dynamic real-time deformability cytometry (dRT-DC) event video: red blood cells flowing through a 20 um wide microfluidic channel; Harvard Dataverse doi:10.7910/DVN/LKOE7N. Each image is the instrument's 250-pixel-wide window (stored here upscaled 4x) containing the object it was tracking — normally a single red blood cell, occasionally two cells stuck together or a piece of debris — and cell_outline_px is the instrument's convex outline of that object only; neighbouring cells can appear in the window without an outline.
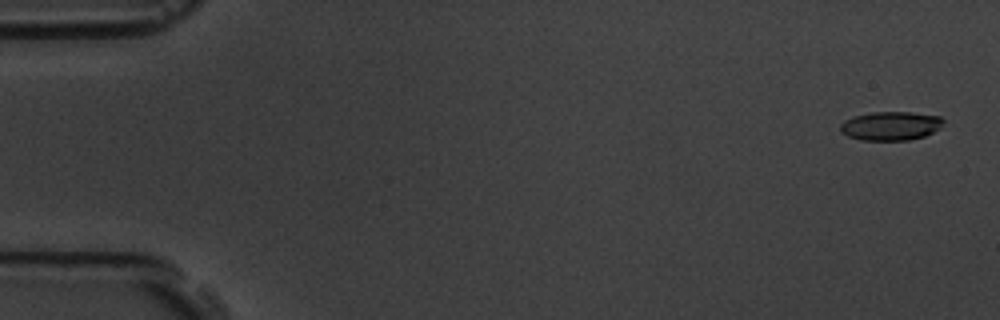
{"species": "common noctule bat (a hibernating species)", "species_latin": "Nyctalus noctula", "temperature_condition": "room temperature", "stored_images_in_passage": 9, "camera_frame_rate_fps": 3000, "um_per_image_px": 0.085, "animal": {"sex": "male", "body_mass_g": 19.5, "forearm_length_mm": 54.6}, "frame": {"image": 1, "passage_image": 1, "time_ms": 0.0, "image_size_px": [1000, 320], "cell_outline_px": [[944, 120], [940, 128], [924, 136], [908, 140], [860, 140], [848, 136], [840, 132], [840, 124], [844, 120], [852, 116], [872, 112], [912, 112], [940, 116]], "centroid_in_image_um": [75.68, 10.69], "position_along_channel_um": 9.3, "area_um2": 17.4}}
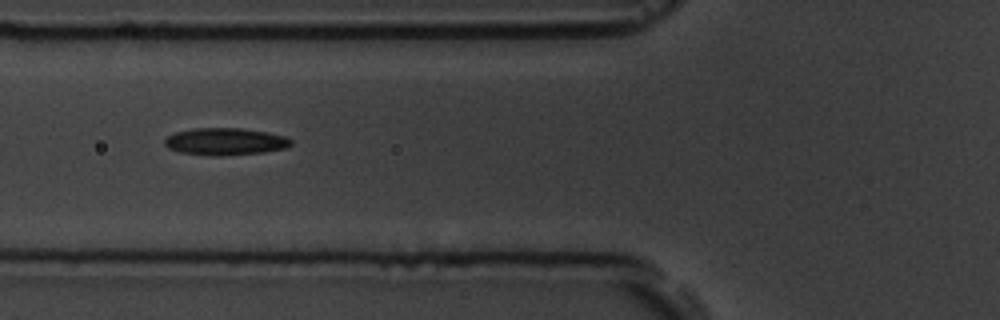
{"frame": {"image": 2, "passage_image": 7, "time_ms": 6.667, "image_size_px": [1000, 320], "cell_outline_px": [[292, 144], [288, 148], [264, 152], [212, 156], [180, 152], [168, 148], [164, 144], [164, 140], [168, 136], [176, 132], [192, 128], [240, 128], [268, 132], [288, 136], [292, 140]], "centroid_in_image_um": [19.19, 12.02], "position_along_channel_um": 106.6, "area_um2": 20.11}}
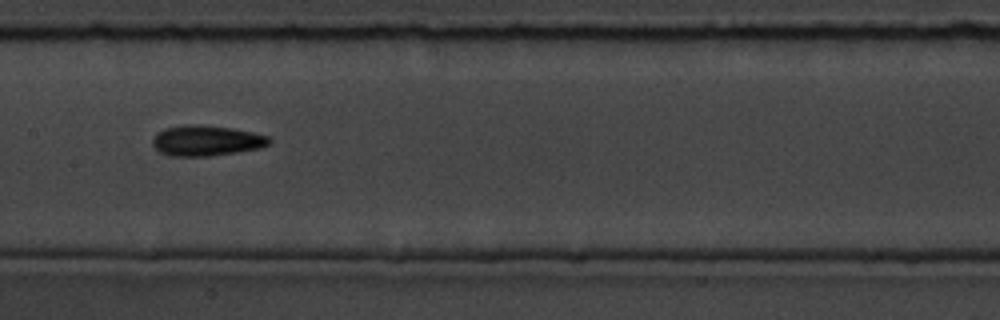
{"frame": {"image": 3, "passage_image": 9, "time_ms": 9.0, "image_size_px": [1000, 320], "cell_outline_px": [[272, 140], [268, 144], [260, 148], [236, 152], [208, 156], [168, 156], [160, 152], [152, 144], [152, 140], [156, 132], [164, 128], [184, 124], [200, 124], [232, 128], [252, 132], [268, 136]], "centroid_in_image_um": [17.5, 11.94], "position_along_channel_um": 189.9, "area_um2": 20.87}}